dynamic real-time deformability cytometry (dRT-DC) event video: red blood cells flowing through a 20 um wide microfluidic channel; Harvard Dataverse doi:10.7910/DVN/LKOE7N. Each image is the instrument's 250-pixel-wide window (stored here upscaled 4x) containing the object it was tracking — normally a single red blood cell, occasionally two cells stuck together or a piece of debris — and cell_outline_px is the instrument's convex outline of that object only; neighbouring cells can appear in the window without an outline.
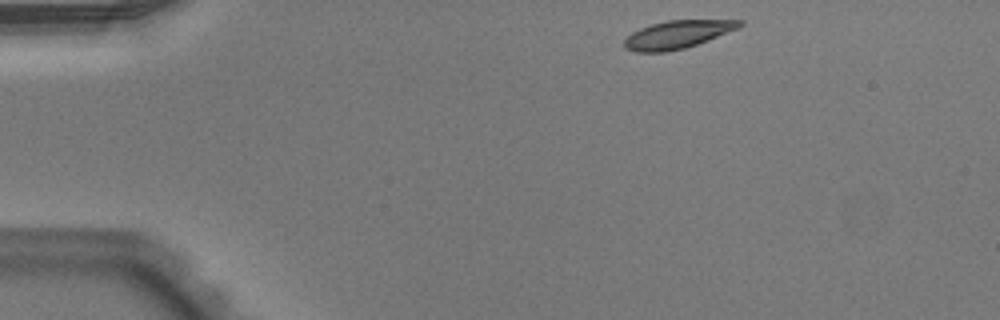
{"species": "Egyptian fruit bat (a non-hibernating species)", "species_latin": "Rousettus aegyptiacus", "temperature_condition": "warm", "stored_images_in_passage": 44, "camera_frame_rate_fps": 3000, "um_per_image_px": 0.085, "animal": {"sex": "male"}, "frame": {"image": 1, "passage_image": 1, "time_ms": 0.0, "image_size_px": [1000, 320], "cell_outline_px": [[744, 24], [740, 28], [708, 40], [684, 48], [664, 52], [636, 52], [624, 48], [624, 40], [632, 32], [640, 28], [652, 24], [668, 20], [744, 20]], "centroid_in_image_um": [57.6, 2.93], "position_along_channel_um": 27.4, "area_um2": 18.73}}
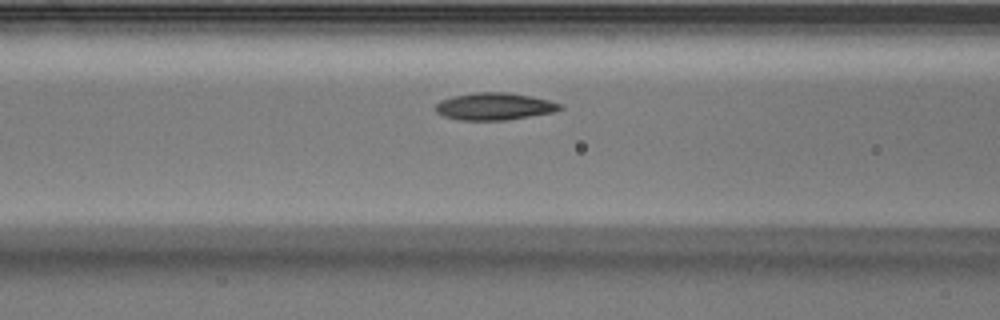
{"frame": {"image": 2, "passage_image": 14, "time_ms": 4.333, "image_size_px": [1000, 320], "cell_outline_px": [[564, 108], [556, 112], [508, 120], [456, 120], [444, 116], [436, 112], [436, 104], [440, 100], [452, 96], [476, 92], [508, 92], [532, 96], [548, 100], [560, 104]], "centroid_in_image_um": [42.04, 9.05], "position_along_channel_um": 124.6, "area_um2": 19.94}}
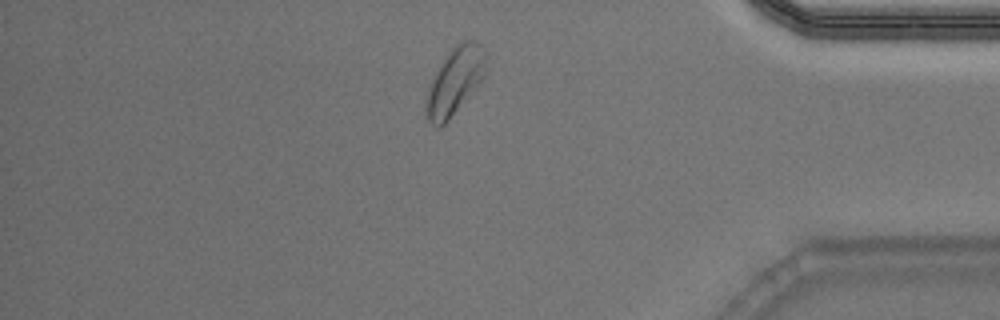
{"frame": {"image": 3, "passage_image": 37, "time_ms": 12.0, "image_size_px": [1000, 320], "cell_outline_px": [[488, 56], [484, 76], [448, 120], [440, 128], [436, 128], [428, 120], [424, 112], [428, 88], [436, 72], [448, 52], [452, 48], [464, 40], [476, 40], [484, 48]], "centroid_in_image_um": [38.67, 6.87], "position_along_channel_um": 396.5, "area_um2": 23.12}, "authors_computed_cell_mechanics": {"area_um2": 19.5942, "velocity_mm_per_s": 3.8922, "shape_relaxation_time_tau1_ms": 2.2512, "shape_relaxation_time_tau2_ms": 2.3979, "deformation_change_tau1": 0.1154, "deformation_change_tau2": 0.0718}}